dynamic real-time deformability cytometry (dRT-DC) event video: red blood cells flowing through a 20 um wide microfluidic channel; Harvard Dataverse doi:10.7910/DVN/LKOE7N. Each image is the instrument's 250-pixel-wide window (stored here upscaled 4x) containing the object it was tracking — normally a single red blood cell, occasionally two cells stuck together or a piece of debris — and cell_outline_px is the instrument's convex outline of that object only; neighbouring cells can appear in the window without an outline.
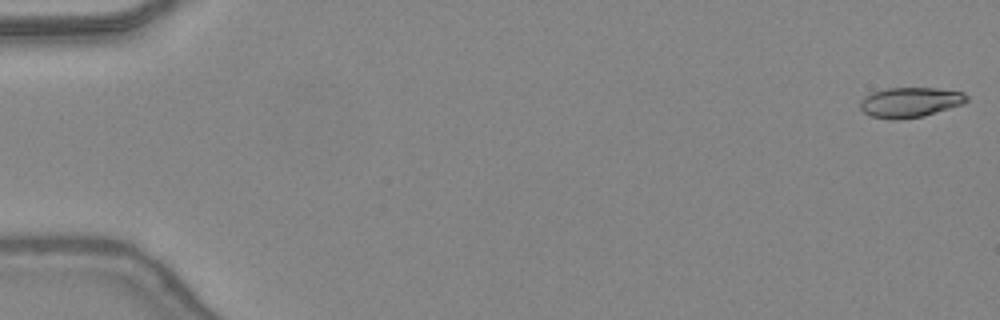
{"species": "common noctule bat (a hibernating species)", "species_latin": "Nyctalus noctula", "temperature_condition": "warm", "stored_images_in_passage": 47, "camera_frame_rate_fps": 3000, "um_per_image_px": 0.085, "animal": {"sex": "female", "body_mass_g": 24.6, "forearm_length_mm": 56.2}, "frame": {"image": 1, "passage_image": 1, "time_ms": 0.0, "image_size_px": [1000, 320], "cell_outline_px": [[968, 100], [964, 104], [924, 116], [900, 120], [892, 120], [872, 116], [864, 112], [860, 108], [860, 100], [864, 96], [872, 92], [888, 88], [936, 88], [964, 92], [968, 96]], "centroid_in_image_um": [77.37, 8.7], "position_along_channel_um": 7.6, "area_um2": 18.84}}
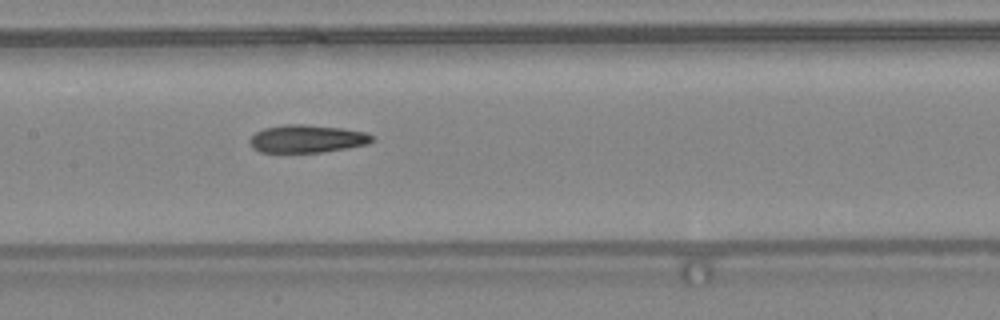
{"frame": {"image": 2, "passage_image": 24, "time_ms": 7.667, "image_size_px": [1000, 320], "cell_outline_px": [[376, 136], [368, 144], [348, 148], [324, 152], [260, 152], [252, 148], [248, 144], [248, 140], [256, 132], [264, 128], [288, 124], [304, 124], [340, 128], [368, 132]], "centroid_in_image_um": [26.11, 11.8], "position_along_channel_um": 181.3, "area_um2": 20.0}}
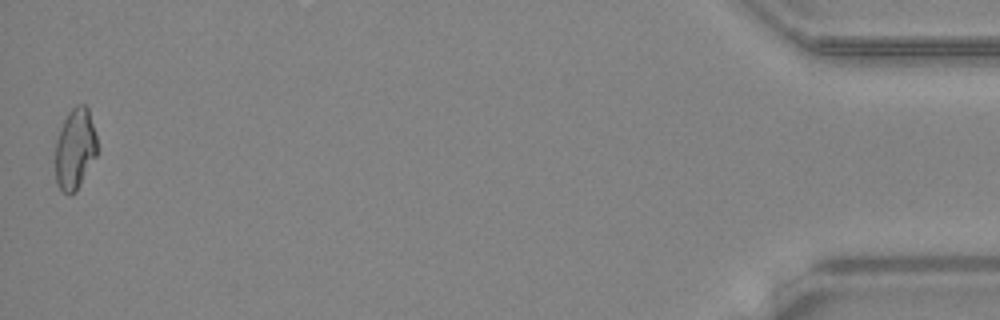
{"frame": {"image": 3, "passage_image": 47, "time_ms": 15.333, "image_size_px": [1000, 320], "cell_outline_px": [[96, 156], [76, 192], [68, 196], [56, 184], [56, 140], [60, 128], [68, 112], [76, 104], [84, 104], [88, 108], [96, 136]], "centroid_in_image_um": [6.37, 12.66], "position_along_channel_um": 428.8, "area_um2": 19.65}, "authors_computed_cell_mechanics": {"area_um2": 19.7676, "velocity_mm_per_s": 4.43, "shape_relaxation_time_tau1_ms": null, "shape_relaxation_time_tau2_ms": 5.536, "deformation_change_tau1": null, "deformation_change_tau2": 0.1766}}